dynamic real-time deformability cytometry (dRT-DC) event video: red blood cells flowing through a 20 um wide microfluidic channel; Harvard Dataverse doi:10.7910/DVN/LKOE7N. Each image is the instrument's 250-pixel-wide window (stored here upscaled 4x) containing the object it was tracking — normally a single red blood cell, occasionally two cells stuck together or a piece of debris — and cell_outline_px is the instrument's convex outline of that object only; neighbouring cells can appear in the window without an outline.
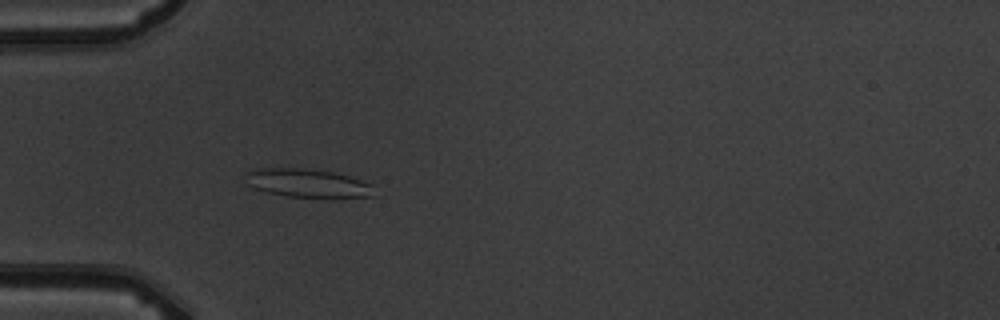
{"species": "common noctule bat (a hibernating species)", "species_latin": "Nyctalus noctula", "temperature_condition": "warm", "stored_images_in_passage": 5, "camera_frame_rate_fps": 3000, "um_per_image_px": 0.085, "animal": {"sex": "male", "body_mass_g": 19.5, "forearm_length_mm": 54.6}, "frame": {"image": 1, "passage_image": 5, "time_ms": 5.667, "image_size_px": [1000, 320], "cell_outline_px": [[372, 196], [332, 200], [288, 196], [268, 192], [252, 188], [248, 184], [244, 172], [260, 168], [300, 168], [332, 172], [348, 176], [372, 184]], "centroid_in_image_um": [26.16, 15.61], "position_along_channel_um": 58.8, "area_um2": 21.85}}